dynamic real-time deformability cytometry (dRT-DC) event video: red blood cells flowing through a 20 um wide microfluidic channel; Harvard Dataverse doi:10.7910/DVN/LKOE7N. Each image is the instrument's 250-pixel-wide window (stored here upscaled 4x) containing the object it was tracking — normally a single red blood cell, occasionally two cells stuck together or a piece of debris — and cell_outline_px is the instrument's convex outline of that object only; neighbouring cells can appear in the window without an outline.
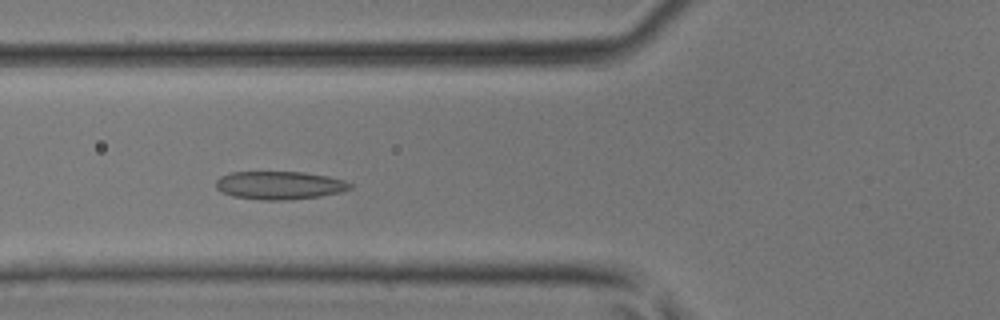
{"species": "common noctule bat (a hibernating species)", "species_latin": "Nyctalus noctula", "temperature_condition": "room temperature", "stored_images_in_passage": 32, "camera_frame_rate_fps": 3000, "um_per_image_px": 0.085, "animal": {"sex": "male", "body_mass_g": 17.9, "forearm_length_mm": 54.2}, "frame": {"image": 1, "passage_image": 7, "time_ms": 2.0, "image_size_px": [1000, 320], "cell_outline_px": [[352, 188], [340, 192], [320, 196], [284, 200], [260, 200], [232, 196], [220, 192], [216, 188], [216, 180], [220, 176], [232, 172], [300, 172], [328, 176], [344, 180], [352, 184]], "centroid_in_image_um": [23.73, 15.75], "position_along_channel_um": 102.1, "area_um2": 22.02}}
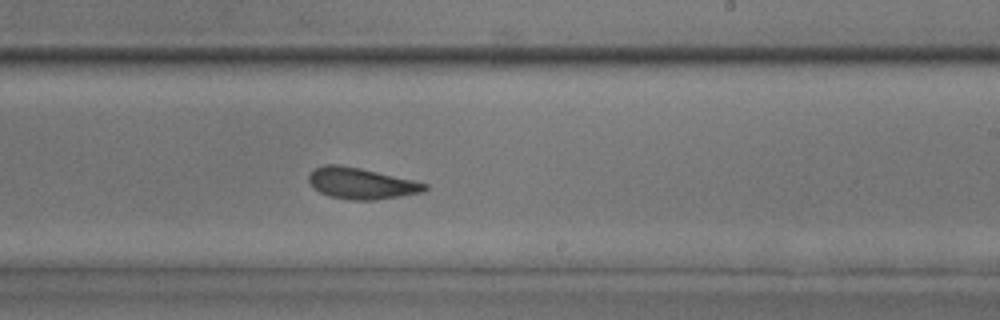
{"frame": {"image": 2, "passage_image": 17, "time_ms": 5.333, "image_size_px": [1000, 320], "cell_outline_px": [[428, 188], [420, 192], [376, 200], [352, 200], [332, 196], [320, 192], [312, 188], [308, 180], [308, 176], [316, 168], [324, 164], [340, 164], [360, 168], [412, 180], [428, 184]], "centroid_in_image_um": [30.66, 15.58], "position_along_channel_um": 258.3, "area_um2": 20.81}}
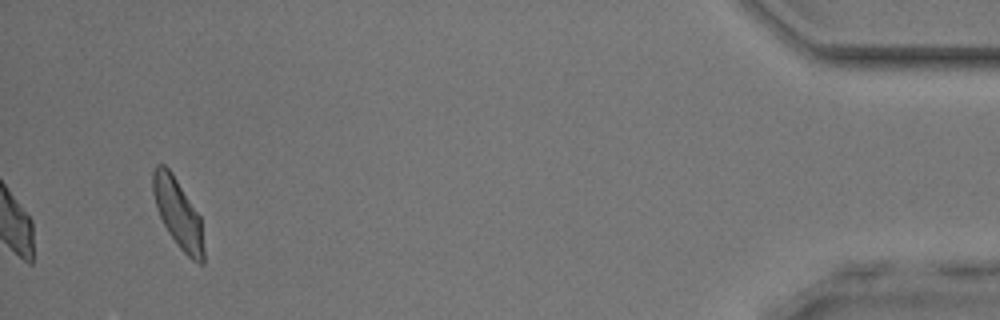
{"frame": {"image": 3, "passage_image": 32, "time_ms": 10.333, "image_size_px": [1000, 320], "cell_outline_px": [[204, 264], [200, 264], [192, 260], [180, 248], [168, 232], [156, 208], [152, 192], [152, 172], [156, 164], [164, 164], [172, 172], [200, 216], [204, 252]], "centroid_in_image_um": [15.11, 18.11], "position_along_channel_um": 420.1, "area_um2": 20.4}}